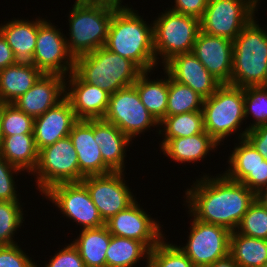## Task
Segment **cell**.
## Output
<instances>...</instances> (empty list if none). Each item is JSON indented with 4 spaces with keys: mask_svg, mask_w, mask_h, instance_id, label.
<instances>
[{
    "mask_svg": "<svg viewBox=\"0 0 267 267\" xmlns=\"http://www.w3.org/2000/svg\"><path fill=\"white\" fill-rule=\"evenodd\" d=\"M228 158L230 166L224 175L236 182H241L265 159L245 138L239 141L238 146L235 145Z\"/></svg>",
    "mask_w": 267,
    "mask_h": 267,
    "instance_id": "cell-32",
    "label": "cell"
},
{
    "mask_svg": "<svg viewBox=\"0 0 267 267\" xmlns=\"http://www.w3.org/2000/svg\"><path fill=\"white\" fill-rule=\"evenodd\" d=\"M255 18L233 40L232 86H266L267 31Z\"/></svg>",
    "mask_w": 267,
    "mask_h": 267,
    "instance_id": "cell-4",
    "label": "cell"
},
{
    "mask_svg": "<svg viewBox=\"0 0 267 267\" xmlns=\"http://www.w3.org/2000/svg\"><path fill=\"white\" fill-rule=\"evenodd\" d=\"M241 183L254 192L263 186H267V160L264 159Z\"/></svg>",
    "mask_w": 267,
    "mask_h": 267,
    "instance_id": "cell-44",
    "label": "cell"
},
{
    "mask_svg": "<svg viewBox=\"0 0 267 267\" xmlns=\"http://www.w3.org/2000/svg\"><path fill=\"white\" fill-rule=\"evenodd\" d=\"M123 173L112 172L106 175L86 176L81 181L88 189L92 202L98 208L104 222L136 200L126 185Z\"/></svg>",
    "mask_w": 267,
    "mask_h": 267,
    "instance_id": "cell-14",
    "label": "cell"
},
{
    "mask_svg": "<svg viewBox=\"0 0 267 267\" xmlns=\"http://www.w3.org/2000/svg\"><path fill=\"white\" fill-rule=\"evenodd\" d=\"M61 210L65 217L81 225L82 229L105 225L90 193L82 182L59 183L43 193Z\"/></svg>",
    "mask_w": 267,
    "mask_h": 267,
    "instance_id": "cell-13",
    "label": "cell"
},
{
    "mask_svg": "<svg viewBox=\"0 0 267 267\" xmlns=\"http://www.w3.org/2000/svg\"><path fill=\"white\" fill-rule=\"evenodd\" d=\"M245 119L253 116L252 124L239 134V140L244 139L247 131L259 125H267V86L244 88ZM251 112V113H250Z\"/></svg>",
    "mask_w": 267,
    "mask_h": 267,
    "instance_id": "cell-34",
    "label": "cell"
},
{
    "mask_svg": "<svg viewBox=\"0 0 267 267\" xmlns=\"http://www.w3.org/2000/svg\"><path fill=\"white\" fill-rule=\"evenodd\" d=\"M174 2L171 10L200 20L206 10L208 0H175Z\"/></svg>",
    "mask_w": 267,
    "mask_h": 267,
    "instance_id": "cell-42",
    "label": "cell"
},
{
    "mask_svg": "<svg viewBox=\"0 0 267 267\" xmlns=\"http://www.w3.org/2000/svg\"><path fill=\"white\" fill-rule=\"evenodd\" d=\"M45 267H85V265L78 249L70 243L56 252Z\"/></svg>",
    "mask_w": 267,
    "mask_h": 267,
    "instance_id": "cell-41",
    "label": "cell"
},
{
    "mask_svg": "<svg viewBox=\"0 0 267 267\" xmlns=\"http://www.w3.org/2000/svg\"><path fill=\"white\" fill-rule=\"evenodd\" d=\"M103 120L114 124L131 141L132 138L159 123L141 102L134 85L119 89L110 95L107 111Z\"/></svg>",
    "mask_w": 267,
    "mask_h": 267,
    "instance_id": "cell-10",
    "label": "cell"
},
{
    "mask_svg": "<svg viewBox=\"0 0 267 267\" xmlns=\"http://www.w3.org/2000/svg\"><path fill=\"white\" fill-rule=\"evenodd\" d=\"M218 144L206 131L193 136L169 139L160 149L175 162H197L206 157Z\"/></svg>",
    "mask_w": 267,
    "mask_h": 267,
    "instance_id": "cell-25",
    "label": "cell"
},
{
    "mask_svg": "<svg viewBox=\"0 0 267 267\" xmlns=\"http://www.w3.org/2000/svg\"><path fill=\"white\" fill-rule=\"evenodd\" d=\"M17 63L12 49L0 33V70Z\"/></svg>",
    "mask_w": 267,
    "mask_h": 267,
    "instance_id": "cell-45",
    "label": "cell"
},
{
    "mask_svg": "<svg viewBox=\"0 0 267 267\" xmlns=\"http://www.w3.org/2000/svg\"><path fill=\"white\" fill-rule=\"evenodd\" d=\"M204 98L191 87L173 80L168 74L166 116L202 111Z\"/></svg>",
    "mask_w": 267,
    "mask_h": 267,
    "instance_id": "cell-33",
    "label": "cell"
},
{
    "mask_svg": "<svg viewBox=\"0 0 267 267\" xmlns=\"http://www.w3.org/2000/svg\"><path fill=\"white\" fill-rule=\"evenodd\" d=\"M21 171L0 154V201L20 202L18 194H16L17 187L15 186L13 173L17 174Z\"/></svg>",
    "mask_w": 267,
    "mask_h": 267,
    "instance_id": "cell-39",
    "label": "cell"
},
{
    "mask_svg": "<svg viewBox=\"0 0 267 267\" xmlns=\"http://www.w3.org/2000/svg\"><path fill=\"white\" fill-rule=\"evenodd\" d=\"M202 113L205 131L220 144L230 134L241 130L245 120L244 88L221 84L204 99Z\"/></svg>",
    "mask_w": 267,
    "mask_h": 267,
    "instance_id": "cell-6",
    "label": "cell"
},
{
    "mask_svg": "<svg viewBox=\"0 0 267 267\" xmlns=\"http://www.w3.org/2000/svg\"><path fill=\"white\" fill-rule=\"evenodd\" d=\"M236 231L248 237L267 240V208L254 201Z\"/></svg>",
    "mask_w": 267,
    "mask_h": 267,
    "instance_id": "cell-38",
    "label": "cell"
},
{
    "mask_svg": "<svg viewBox=\"0 0 267 267\" xmlns=\"http://www.w3.org/2000/svg\"><path fill=\"white\" fill-rule=\"evenodd\" d=\"M113 3L119 5V6H122V1L121 0H111Z\"/></svg>",
    "mask_w": 267,
    "mask_h": 267,
    "instance_id": "cell-48",
    "label": "cell"
},
{
    "mask_svg": "<svg viewBox=\"0 0 267 267\" xmlns=\"http://www.w3.org/2000/svg\"><path fill=\"white\" fill-rule=\"evenodd\" d=\"M192 53L221 84H230L233 41L200 31Z\"/></svg>",
    "mask_w": 267,
    "mask_h": 267,
    "instance_id": "cell-16",
    "label": "cell"
},
{
    "mask_svg": "<svg viewBox=\"0 0 267 267\" xmlns=\"http://www.w3.org/2000/svg\"><path fill=\"white\" fill-rule=\"evenodd\" d=\"M105 225L111 235L140 241L150 250L165 238L159 222L141 209L136 200L106 221Z\"/></svg>",
    "mask_w": 267,
    "mask_h": 267,
    "instance_id": "cell-15",
    "label": "cell"
},
{
    "mask_svg": "<svg viewBox=\"0 0 267 267\" xmlns=\"http://www.w3.org/2000/svg\"><path fill=\"white\" fill-rule=\"evenodd\" d=\"M77 121L71 103L66 97L43 115L35 118L33 135L37 150L68 137Z\"/></svg>",
    "mask_w": 267,
    "mask_h": 267,
    "instance_id": "cell-21",
    "label": "cell"
},
{
    "mask_svg": "<svg viewBox=\"0 0 267 267\" xmlns=\"http://www.w3.org/2000/svg\"><path fill=\"white\" fill-rule=\"evenodd\" d=\"M245 139L267 160V125L248 130Z\"/></svg>",
    "mask_w": 267,
    "mask_h": 267,
    "instance_id": "cell-43",
    "label": "cell"
},
{
    "mask_svg": "<svg viewBox=\"0 0 267 267\" xmlns=\"http://www.w3.org/2000/svg\"><path fill=\"white\" fill-rule=\"evenodd\" d=\"M56 28L50 21L38 18L37 41L31 63L44 74L67 77L74 71L75 59L68 51L66 36Z\"/></svg>",
    "mask_w": 267,
    "mask_h": 267,
    "instance_id": "cell-12",
    "label": "cell"
},
{
    "mask_svg": "<svg viewBox=\"0 0 267 267\" xmlns=\"http://www.w3.org/2000/svg\"><path fill=\"white\" fill-rule=\"evenodd\" d=\"M193 185L185 192L189 215L231 232L236 231L243 215L254 202V191L224 174L216 178L206 174L196 179Z\"/></svg>",
    "mask_w": 267,
    "mask_h": 267,
    "instance_id": "cell-1",
    "label": "cell"
},
{
    "mask_svg": "<svg viewBox=\"0 0 267 267\" xmlns=\"http://www.w3.org/2000/svg\"><path fill=\"white\" fill-rule=\"evenodd\" d=\"M80 232L72 244L78 249L85 267H106V251L111 240L106 225Z\"/></svg>",
    "mask_w": 267,
    "mask_h": 267,
    "instance_id": "cell-27",
    "label": "cell"
},
{
    "mask_svg": "<svg viewBox=\"0 0 267 267\" xmlns=\"http://www.w3.org/2000/svg\"><path fill=\"white\" fill-rule=\"evenodd\" d=\"M44 73L32 63H15L0 70V103H13Z\"/></svg>",
    "mask_w": 267,
    "mask_h": 267,
    "instance_id": "cell-23",
    "label": "cell"
},
{
    "mask_svg": "<svg viewBox=\"0 0 267 267\" xmlns=\"http://www.w3.org/2000/svg\"><path fill=\"white\" fill-rule=\"evenodd\" d=\"M165 239L150 250L148 267H195L178 245L165 242Z\"/></svg>",
    "mask_w": 267,
    "mask_h": 267,
    "instance_id": "cell-36",
    "label": "cell"
},
{
    "mask_svg": "<svg viewBox=\"0 0 267 267\" xmlns=\"http://www.w3.org/2000/svg\"><path fill=\"white\" fill-rule=\"evenodd\" d=\"M208 267H240L230 255L215 261Z\"/></svg>",
    "mask_w": 267,
    "mask_h": 267,
    "instance_id": "cell-47",
    "label": "cell"
},
{
    "mask_svg": "<svg viewBox=\"0 0 267 267\" xmlns=\"http://www.w3.org/2000/svg\"><path fill=\"white\" fill-rule=\"evenodd\" d=\"M161 13L153 22V36L156 60L161 58L164 65L178 54L193 51L200 20L171 9Z\"/></svg>",
    "mask_w": 267,
    "mask_h": 267,
    "instance_id": "cell-7",
    "label": "cell"
},
{
    "mask_svg": "<svg viewBox=\"0 0 267 267\" xmlns=\"http://www.w3.org/2000/svg\"><path fill=\"white\" fill-rule=\"evenodd\" d=\"M229 255L240 267H263L267 261V240L233 231L230 236Z\"/></svg>",
    "mask_w": 267,
    "mask_h": 267,
    "instance_id": "cell-29",
    "label": "cell"
},
{
    "mask_svg": "<svg viewBox=\"0 0 267 267\" xmlns=\"http://www.w3.org/2000/svg\"><path fill=\"white\" fill-rule=\"evenodd\" d=\"M38 152L33 133L5 136L0 143L2 157L28 174L37 166Z\"/></svg>",
    "mask_w": 267,
    "mask_h": 267,
    "instance_id": "cell-26",
    "label": "cell"
},
{
    "mask_svg": "<svg viewBox=\"0 0 267 267\" xmlns=\"http://www.w3.org/2000/svg\"><path fill=\"white\" fill-rule=\"evenodd\" d=\"M126 6L114 10L104 47L133 61L142 71H151L158 64L153 23L147 25L136 10Z\"/></svg>",
    "mask_w": 267,
    "mask_h": 267,
    "instance_id": "cell-2",
    "label": "cell"
},
{
    "mask_svg": "<svg viewBox=\"0 0 267 267\" xmlns=\"http://www.w3.org/2000/svg\"><path fill=\"white\" fill-rule=\"evenodd\" d=\"M66 98L71 103L78 120L103 119L110 93L97 85L84 82L74 71L68 75ZM68 83V84H67ZM69 85V87H67Z\"/></svg>",
    "mask_w": 267,
    "mask_h": 267,
    "instance_id": "cell-18",
    "label": "cell"
},
{
    "mask_svg": "<svg viewBox=\"0 0 267 267\" xmlns=\"http://www.w3.org/2000/svg\"><path fill=\"white\" fill-rule=\"evenodd\" d=\"M0 33L12 49L16 62H32L37 41L38 18L35 21L13 19L5 25H0Z\"/></svg>",
    "mask_w": 267,
    "mask_h": 267,
    "instance_id": "cell-24",
    "label": "cell"
},
{
    "mask_svg": "<svg viewBox=\"0 0 267 267\" xmlns=\"http://www.w3.org/2000/svg\"><path fill=\"white\" fill-rule=\"evenodd\" d=\"M34 118L20 111L12 103H0L1 137L33 133Z\"/></svg>",
    "mask_w": 267,
    "mask_h": 267,
    "instance_id": "cell-35",
    "label": "cell"
},
{
    "mask_svg": "<svg viewBox=\"0 0 267 267\" xmlns=\"http://www.w3.org/2000/svg\"><path fill=\"white\" fill-rule=\"evenodd\" d=\"M119 5L111 0H76L69 15V53L75 58L105 45L111 17Z\"/></svg>",
    "mask_w": 267,
    "mask_h": 267,
    "instance_id": "cell-3",
    "label": "cell"
},
{
    "mask_svg": "<svg viewBox=\"0 0 267 267\" xmlns=\"http://www.w3.org/2000/svg\"><path fill=\"white\" fill-rule=\"evenodd\" d=\"M74 72L84 82L113 94L133 85L143 71L133 61L103 46L75 58Z\"/></svg>",
    "mask_w": 267,
    "mask_h": 267,
    "instance_id": "cell-5",
    "label": "cell"
},
{
    "mask_svg": "<svg viewBox=\"0 0 267 267\" xmlns=\"http://www.w3.org/2000/svg\"><path fill=\"white\" fill-rule=\"evenodd\" d=\"M150 72L152 71H143L133 85L138 91L141 102L159 123L166 116L168 73L164 72L166 79L150 80L148 77Z\"/></svg>",
    "mask_w": 267,
    "mask_h": 267,
    "instance_id": "cell-28",
    "label": "cell"
},
{
    "mask_svg": "<svg viewBox=\"0 0 267 267\" xmlns=\"http://www.w3.org/2000/svg\"><path fill=\"white\" fill-rule=\"evenodd\" d=\"M32 175H36L37 188L42 194L55 184L80 182L77 152L71 138L65 137L40 149Z\"/></svg>",
    "mask_w": 267,
    "mask_h": 267,
    "instance_id": "cell-8",
    "label": "cell"
},
{
    "mask_svg": "<svg viewBox=\"0 0 267 267\" xmlns=\"http://www.w3.org/2000/svg\"><path fill=\"white\" fill-rule=\"evenodd\" d=\"M150 249L142 242L111 235L109 247L106 251V267H133L138 261L149 258Z\"/></svg>",
    "mask_w": 267,
    "mask_h": 267,
    "instance_id": "cell-30",
    "label": "cell"
},
{
    "mask_svg": "<svg viewBox=\"0 0 267 267\" xmlns=\"http://www.w3.org/2000/svg\"><path fill=\"white\" fill-rule=\"evenodd\" d=\"M159 125H164V129H160L158 132L159 135L164 134V140H162L160 148L169 139L193 136L205 131L202 111L187 112L174 116H165L159 122Z\"/></svg>",
    "mask_w": 267,
    "mask_h": 267,
    "instance_id": "cell-31",
    "label": "cell"
},
{
    "mask_svg": "<svg viewBox=\"0 0 267 267\" xmlns=\"http://www.w3.org/2000/svg\"><path fill=\"white\" fill-rule=\"evenodd\" d=\"M260 0H208L200 31L233 41L255 17Z\"/></svg>",
    "mask_w": 267,
    "mask_h": 267,
    "instance_id": "cell-9",
    "label": "cell"
},
{
    "mask_svg": "<svg viewBox=\"0 0 267 267\" xmlns=\"http://www.w3.org/2000/svg\"><path fill=\"white\" fill-rule=\"evenodd\" d=\"M94 139L100 146L103 161L114 172H124L125 148H128L131 140L114 124L103 119H94Z\"/></svg>",
    "mask_w": 267,
    "mask_h": 267,
    "instance_id": "cell-22",
    "label": "cell"
},
{
    "mask_svg": "<svg viewBox=\"0 0 267 267\" xmlns=\"http://www.w3.org/2000/svg\"><path fill=\"white\" fill-rule=\"evenodd\" d=\"M0 267H37L18 244L0 246Z\"/></svg>",
    "mask_w": 267,
    "mask_h": 267,
    "instance_id": "cell-40",
    "label": "cell"
},
{
    "mask_svg": "<svg viewBox=\"0 0 267 267\" xmlns=\"http://www.w3.org/2000/svg\"><path fill=\"white\" fill-rule=\"evenodd\" d=\"M21 206L20 202L0 201V246L16 244L13 235L24 221Z\"/></svg>",
    "mask_w": 267,
    "mask_h": 267,
    "instance_id": "cell-37",
    "label": "cell"
},
{
    "mask_svg": "<svg viewBox=\"0 0 267 267\" xmlns=\"http://www.w3.org/2000/svg\"><path fill=\"white\" fill-rule=\"evenodd\" d=\"M66 78L60 74H43L25 94L12 104L35 119L65 98Z\"/></svg>",
    "mask_w": 267,
    "mask_h": 267,
    "instance_id": "cell-17",
    "label": "cell"
},
{
    "mask_svg": "<svg viewBox=\"0 0 267 267\" xmlns=\"http://www.w3.org/2000/svg\"><path fill=\"white\" fill-rule=\"evenodd\" d=\"M254 201L267 208V186H263L254 192Z\"/></svg>",
    "mask_w": 267,
    "mask_h": 267,
    "instance_id": "cell-46",
    "label": "cell"
},
{
    "mask_svg": "<svg viewBox=\"0 0 267 267\" xmlns=\"http://www.w3.org/2000/svg\"><path fill=\"white\" fill-rule=\"evenodd\" d=\"M163 66L173 80L191 87L204 99L210 97L221 85L192 52L178 54Z\"/></svg>",
    "mask_w": 267,
    "mask_h": 267,
    "instance_id": "cell-19",
    "label": "cell"
},
{
    "mask_svg": "<svg viewBox=\"0 0 267 267\" xmlns=\"http://www.w3.org/2000/svg\"><path fill=\"white\" fill-rule=\"evenodd\" d=\"M77 152L80 182L86 176L106 175L114 172L104 161L100 146L94 139V119L78 120L69 134Z\"/></svg>",
    "mask_w": 267,
    "mask_h": 267,
    "instance_id": "cell-20",
    "label": "cell"
},
{
    "mask_svg": "<svg viewBox=\"0 0 267 267\" xmlns=\"http://www.w3.org/2000/svg\"><path fill=\"white\" fill-rule=\"evenodd\" d=\"M185 246L178 248L195 267H208L229 255L231 231L227 228L204 223L193 217Z\"/></svg>",
    "mask_w": 267,
    "mask_h": 267,
    "instance_id": "cell-11",
    "label": "cell"
}]
</instances>
